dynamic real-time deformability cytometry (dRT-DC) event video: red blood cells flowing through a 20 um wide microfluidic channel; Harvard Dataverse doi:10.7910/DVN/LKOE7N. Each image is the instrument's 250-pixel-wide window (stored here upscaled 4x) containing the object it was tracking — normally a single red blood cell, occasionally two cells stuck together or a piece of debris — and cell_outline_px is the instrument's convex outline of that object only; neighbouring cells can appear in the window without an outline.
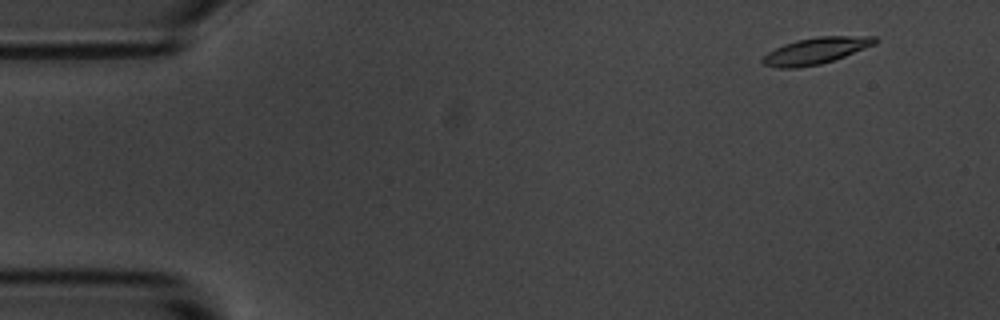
{"species": "common noctule bat (a hibernating species)", "species_latin": "Nyctalus noctula", "temperature_condition": "room temperature", "stored_images_in_passage": 4, "camera_frame_rate_fps": 3000, "um_per_image_px": 0.085, "animal": {"sex": "male", "body_mass_g": 20.1, "forearm_length_mm": 53.5}, "frame": {"image": 1, "passage_image": 1, "time_ms": 0.0, "image_size_px": [1000, 320], "cell_outline_px": [[880, 40], [876, 44], [844, 56], [820, 64], [796, 68], [776, 68], [764, 64], [760, 60], [768, 52], [784, 44], [796, 40], [816, 36], [876, 36]], "centroid_in_image_um": [69.36, 4.3], "position_along_channel_um": 15.6, "area_um2": 17.34}}
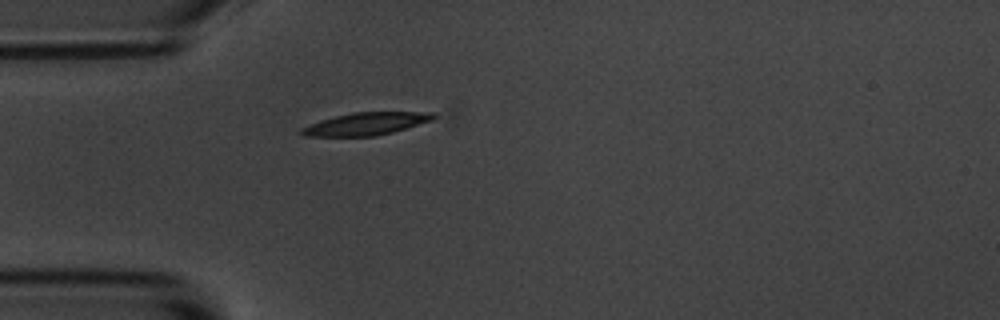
{"frame": {"image": 2, "passage_image": 4, "time_ms": 3.667, "image_size_px": [1000, 320], "cell_outline_px": [[436, 116], [432, 120], [392, 132], [372, 136], [304, 136], [296, 132], [300, 128], [320, 120], [352, 112], [436, 112]], "centroid_in_image_um": [31.06, 10.52], "position_along_channel_um": 53.9, "area_um2": 17.28}}